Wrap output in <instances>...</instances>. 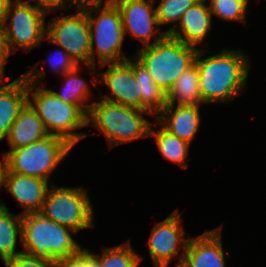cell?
Instances as JSON below:
<instances>
[{
    "label": "cell",
    "mask_w": 266,
    "mask_h": 267,
    "mask_svg": "<svg viewBox=\"0 0 266 267\" xmlns=\"http://www.w3.org/2000/svg\"><path fill=\"white\" fill-rule=\"evenodd\" d=\"M79 6L86 12L89 21L91 65L118 63L129 58L122 53L125 33L116 4L106 0L85 2Z\"/></svg>",
    "instance_id": "cell-3"
},
{
    "label": "cell",
    "mask_w": 266,
    "mask_h": 267,
    "mask_svg": "<svg viewBox=\"0 0 266 267\" xmlns=\"http://www.w3.org/2000/svg\"><path fill=\"white\" fill-rule=\"evenodd\" d=\"M94 260L99 267H139L143 257L135 252L129 241L112 247H104Z\"/></svg>",
    "instance_id": "cell-25"
},
{
    "label": "cell",
    "mask_w": 266,
    "mask_h": 267,
    "mask_svg": "<svg viewBox=\"0 0 266 267\" xmlns=\"http://www.w3.org/2000/svg\"><path fill=\"white\" fill-rule=\"evenodd\" d=\"M72 234L77 232L42 217L38 212L21 218V246L24 253L42 256L53 261L76 254L83 247Z\"/></svg>",
    "instance_id": "cell-5"
},
{
    "label": "cell",
    "mask_w": 266,
    "mask_h": 267,
    "mask_svg": "<svg viewBox=\"0 0 266 267\" xmlns=\"http://www.w3.org/2000/svg\"><path fill=\"white\" fill-rule=\"evenodd\" d=\"M5 267H55V261L21 252L4 262Z\"/></svg>",
    "instance_id": "cell-28"
},
{
    "label": "cell",
    "mask_w": 266,
    "mask_h": 267,
    "mask_svg": "<svg viewBox=\"0 0 266 267\" xmlns=\"http://www.w3.org/2000/svg\"><path fill=\"white\" fill-rule=\"evenodd\" d=\"M48 64L52 68L53 72L61 75V77L63 74L73 70L78 65L62 47L50 54Z\"/></svg>",
    "instance_id": "cell-29"
},
{
    "label": "cell",
    "mask_w": 266,
    "mask_h": 267,
    "mask_svg": "<svg viewBox=\"0 0 266 267\" xmlns=\"http://www.w3.org/2000/svg\"><path fill=\"white\" fill-rule=\"evenodd\" d=\"M145 114L151 115L145 110L102 99L92 102L87 114V126L91 123L97 128L112 148L149 137L152 122L144 117Z\"/></svg>",
    "instance_id": "cell-4"
},
{
    "label": "cell",
    "mask_w": 266,
    "mask_h": 267,
    "mask_svg": "<svg viewBox=\"0 0 266 267\" xmlns=\"http://www.w3.org/2000/svg\"><path fill=\"white\" fill-rule=\"evenodd\" d=\"M9 1L10 0H0V24L3 23Z\"/></svg>",
    "instance_id": "cell-33"
},
{
    "label": "cell",
    "mask_w": 266,
    "mask_h": 267,
    "mask_svg": "<svg viewBox=\"0 0 266 267\" xmlns=\"http://www.w3.org/2000/svg\"><path fill=\"white\" fill-rule=\"evenodd\" d=\"M175 267H185V266H183L182 264H179V265H175Z\"/></svg>",
    "instance_id": "cell-37"
},
{
    "label": "cell",
    "mask_w": 266,
    "mask_h": 267,
    "mask_svg": "<svg viewBox=\"0 0 266 267\" xmlns=\"http://www.w3.org/2000/svg\"><path fill=\"white\" fill-rule=\"evenodd\" d=\"M46 73L37 69L35 64L23 74L28 82V104L42 120L49 135L59 136L75 147L87 136L86 133L75 132L87 126V115L78 106L65 103L45 88L42 82Z\"/></svg>",
    "instance_id": "cell-2"
},
{
    "label": "cell",
    "mask_w": 266,
    "mask_h": 267,
    "mask_svg": "<svg viewBox=\"0 0 266 267\" xmlns=\"http://www.w3.org/2000/svg\"><path fill=\"white\" fill-rule=\"evenodd\" d=\"M21 218V213L15 215L9 212L7 206L0 210V258L3 262L23 252L16 249L17 238L21 242L22 237Z\"/></svg>",
    "instance_id": "cell-24"
},
{
    "label": "cell",
    "mask_w": 266,
    "mask_h": 267,
    "mask_svg": "<svg viewBox=\"0 0 266 267\" xmlns=\"http://www.w3.org/2000/svg\"><path fill=\"white\" fill-rule=\"evenodd\" d=\"M207 0H199L182 16L177 26L168 34L184 44L198 48V45L209 44L205 42L206 36L212 29V13ZM205 42V43H203Z\"/></svg>",
    "instance_id": "cell-16"
},
{
    "label": "cell",
    "mask_w": 266,
    "mask_h": 267,
    "mask_svg": "<svg viewBox=\"0 0 266 267\" xmlns=\"http://www.w3.org/2000/svg\"><path fill=\"white\" fill-rule=\"evenodd\" d=\"M0 176L5 189L23 209L22 215L36 213L41 209L49 184L53 183L38 177L8 172L1 164Z\"/></svg>",
    "instance_id": "cell-14"
},
{
    "label": "cell",
    "mask_w": 266,
    "mask_h": 267,
    "mask_svg": "<svg viewBox=\"0 0 266 267\" xmlns=\"http://www.w3.org/2000/svg\"><path fill=\"white\" fill-rule=\"evenodd\" d=\"M3 187V183H2V179H1V176H0V191ZM4 206H6V204H4L2 201H0V208H4Z\"/></svg>",
    "instance_id": "cell-36"
},
{
    "label": "cell",
    "mask_w": 266,
    "mask_h": 267,
    "mask_svg": "<svg viewBox=\"0 0 266 267\" xmlns=\"http://www.w3.org/2000/svg\"><path fill=\"white\" fill-rule=\"evenodd\" d=\"M125 61L132 67L135 79L139 83L142 93V110L157 117L167 105V92L155 84L145 66L135 56H129Z\"/></svg>",
    "instance_id": "cell-20"
},
{
    "label": "cell",
    "mask_w": 266,
    "mask_h": 267,
    "mask_svg": "<svg viewBox=\"0 0 266 267\" xmlns=\"http://www.w3.org/2000/svg\"><path fill=\"white\" fill-rule=\"evenodd\" d=\"M222 226L206 230L197 237L190 238L185 249L182 265L185 267H226V257L222 245Z\"/></svg>",
    "instance_id": "cell-15"
},
{
    "label": "cell",
    "mask_w": 266,
    "mask_h": 267,
    "mask_svg": "<svg viewBox=\"0 0 266 267\" xmlns=\"http://www.w3.org/2000/svg\"><path fill=\"white\" fill-rule=\"evenodd\" d=\"M166 103L174 106L203 105L196 63L186 69L167 91Z\"/></svg>",
    "instance_id": "cell-21"
},
{
    "label": "cell",
    "mask_w": 266,
    "mask_h": 267,
    "mask_svg": "<svg viewBox=\"0 0 266 267\" xmlns=\"http://www.w3.org/2000/svg\"><path fill=\"white\" fill-rule=\"evenodd\" d=\"M11 55L9 52L5 30L3 24H0V63L5 67L8 62V58Z\"/></svg>",
    "instance_id": "cell-32"
},
{
    "label": "cell",
    "mask_w": 266,
    "mask_h": 267,
    "mask_svg": "<svg viewBox=\"0 0 266 267\" xmlns=\"http://www.w3.org/2000/svg\"><path fill=\"white\" fill-rule=\"evenodd\" d=\"M198 50L166 34L153 45L137 49L135 57L145 66L155 84L167 92L195 63Z\"/></svg>",
    "instance_id": "cell-6"
},
{
    "label": "cell",
    "mask_w": 266,
    "mask_h": 267,
    "mask_svg": "<svg viewBox=\"0 0 266 267\" xmlns=\"http://www.w3.org/2000/svg\"><path fill=\"white\" fill-rule=\"evenodd\" d=\"M74 13L66 16L51 18L46 24V38L48 43L62 47L66 53L78 64L87 67L93 75H98L97 66L91 65L90 28L86 12L80 7Z\"/></svg>",
    "instance_id": "cell-10"
},
{
    "label": "cell",
    "mask_w": 266,
    "mask_h": 267,
    "mask_svg": "<svg viewBox=\"0 0 266 267\" xmlns=\"http://www.w3.org/2000/svg\"><path fill=\"white\" fill-rule=\"evenodd\" d=\"M106 66L107 70L96 76L99 79L90 78L95 87L100 82L109 89L110 93L101 96V99L142 110V93L132 67L126 61L100 65L101 68Z\"/></svg>",
    "instance_id": "cell-13"
},
{
    "label": "cell",
    "mask_w": 266,
    "mask_h": 267,
    "mask_svg": "<svg viewBox=\"0 0 266 267\" xmlns=\"http://www.w3.org/2000/svg\"><path fill=\"white\" fill-rule=\"evenodd\" d=\"M88 188L59 187L51 184L38 213L77 233L94 227V209Z\"/></svg>",
    "instance_id": "cell-8"
},
{
    "label": "cell",
    "mask_w": 266,
    "mask_h": 267,
    "mask_svg": "<svg viewBox=\"0 0 266 267\" xmlns=\"http://www.w3.org/2000/svg\"><path fill=\"white\" fill-rule=\"evenodd\" d=\"M181 220V214L176 209L152 228L147 247L155 267H168L174 257L178 258L176 265L182 264L189 240L185 235L190 234L184 231Z\"/></svg>",
    "instance_id": "cell-11"
},
{
    "label": "cell",
    "mask_w": 266,
    "mask_h": 267,
    "mask_svg": "<svg viewBox=\"0 0 266 267\" xmlns=\"http://www.w3.org/2000/svg\"><path fill=\"white\" fill-rule=\"evenodd\" d=\"M5 76V67L0 63V81L9 80L10 77Z\"/></svg>",
    "instance_id": "cell-34"
},
{
    "label": "cell",
    "mask_w": 266,
    "mask_h": 267,
    "mask_svg": "<svg viewBox=\"0 0 266 267\" xmlns=\"http://www.w3.org/2000/svg\"><path fill=\"white\" fill-rule=\"evenodd\" d=\"M49 12L28 0H10L3 20L7 46L13 54L19 49L31 52L46 38Z\"/></svg>",
    "instance_id": "cell-9"
},
{
    "label": "cell",
    "mask_w": 266,
    "mask_h": 267,
    "mask_svg": "<svg viewBox=\"0 0 266 267\" xmlns=\"http://www.w3.org/2000/svg\"><path fill=\"white\" fill-rule=\"evenodd\" d=\"M79 5L85 2H96V1H105V0H75Z\"/></svg>",
    "instance_id": "cell-35"
},
{
    "label": "cell",
    "mask_w": 266,
    "mask_h": 267,
    "mask_svg": "<svg viewBox=\"0 0 266 267\" xmlns=\"http://www.w3.org/2000/svg\"><path fill=\"white\" fill-rule=\"evenodd\" d=\"M48 135L42 120L27 103L12 124L6 140L10 149H20Z\"/></svg>",
    "instance_id": "cell-19"
},
{
    "label": "cell",
    "mask_w": 266,
    "mask_h": 267,
    "mask_svg": "<svg viewBox=\"0 0 266 267\" xmlns=\"http://www.w3.org/2000/svg\"><path fill=\"white\" fill-rule=\"evenodd\" d=\"M154 126L158 127L157 130ZM149 137H154L157 148L165 160L184 169L189 167L187 160L192 159L187 157L191 146L189 143L168 132L157 120L153 128H150Z\"/></svg>",
    "instance_id": "cell-22"
},
{
    "label": "cell",
    "mask_w": 266,
    "mask_h": 267,
    "mask_svg": "<svg viewBox=\"0 0 266 267\" xmlns=\"http://www.w3.org/2000/svg\"><path fill=\"white\" fill-rule=\"evenodd\" d=\"M30 2L34 1L35 5L45 9L48 12L57 13V11L68 8H76L79 4L75 0H28ZM68 5H66L67 3Z\"/></svg>",
    "instance_id": "cell-31"
},
{
    "label": "cell",
    "mask_w": 266,
    "mask_h": 267,
    "mask_svg": "<svg viewBox=\"0 0 266 267\" xmlns=\"http://www.w3.org/2000/svg\"><path fill=\"white\" fill-rule=\"evenodd\" d=\"M80 67L81 65H77L73 70L62 75L64 80H62L61 92L51 91L65 103L78 106L87 115L92 105V103L87 104L89 99H92L90 97L92 92L89 83L79 73Z\"/></svg>",
    "instance_id": "cell-23"
},
{
    "label": "cell",
    "mask_w": 266,
    "mask_h": 267,
    "mask_svg": "<svg viewBox=\"0 0 266 267\" xmlns=\"http://www.w3.org/2000/svg\"><path fill=\"white\" fill-rule=\"evenodd\" d=\"M155 120L168 132L191 145L201 124L200 105H166Z\"/></svg>",
    "instance_id": "cell-18"
},
{
    "label": "cell",
    "mask_w": 266,
    "mask_h": 267,
    "mask_svg": "<svg viewBox=\"0 0 266 267\" xmlns=\"http://www.w3.org/2000/svg\"><path fill=\"white\" fill-rule=\"evenodd\" d=\"M72 148L65 139L48 135L24 148L4 152L0 164L8 172L50 181V174L63 162Z\"/></svg>",
    "instance_id": "cell-7"
},
{
    "label": "cell",
    "mask_w": 266,
    "mask_h": 267,
    "mask_svg": "<svg viewBox=\"0 0 266 267\" xmlns=\"http://www.w3.org/2000/svg\"><path fill=\"white\" fill-rule=\"evenodd\" d=\"M199 0H161L155 7L156 17L159 24H172V27L165 30L169 34L178 24L181 16Z\"/></svg>",
    "instance_id": "cell-26"
},
{
    "label": "cell",
    "mask_w": 266,
    "mask_h": 267,
    "mask_svg": "<svg viewBox=\"0 0 266 267\" xmlns=\"http://www.w3.org/2000/svg\"><path fill=\"white\" fill-rule=\"evenodd\" d=\"M27 103L28 82L23 74L8 84L6 80L0 81V142L7 138L12 124Z\"/></svg>",
    "instance_id": "cell-17"
},
{
    "label": "cell",
    "mask_w": 266,
    "mask_h": 267,
    "mask_svg": "<svg viewBox=\"0 0 266 267\" xmlns=\"http://www.w3.org/2000/svg\"><path fill=\"white\" fill-rule=\"evenodd\" d=\"M209 50L199 48L195 63L203 104L232 102L244 94L250 71V58L241 49L223 48L206 57ZM206 57V58H203Z\"/></svg>",
    "instance_id": "cell-1"
},
{
    "label": "cell",
    "mask_w": 266,
    "mask_h": 267,
    "mask_svg": "<svg viewBox=\"0 0 266 267\" xmlns=\"http://www.w3.org/2000/svg\"><path fill=\"white\" fill-rule=\"evenodd\" d=\"M95 264L93 252L82 248L76 254L56 261L55 267H93Z\"/></svg>",
    "instance_id": "cell-30"
},
{
    "label": "cell",
    "mask_w": 266,
    "mask_h": 267,
    "mask_svg": "<svg viewBox=\"0 0 266 267\" xmlns=\"http://www.w3.org/2000/svg\"><path fill=\"white\" fill-rule=\"evenodd\" d=\"M212 16L224 21L246 22L249 0H207Z\"/></svg>",
    "instance_id": "cell-27"
},
{
    "label": "cell",
    "mask_w": 266,
    "mask_h": 267,
    "mask_svg": "<svg viewBox=\"0 0 266 267\" xmlns=\"http://www.w3.org/2000/svg\"><path fill=\"white\" fill-rule=\"evenodd\" d=\"M119 9L126 34L140 40L138 49L151 46L161 40L165 31L158 27L155 4L156 0H112ZM151 40H153L151 42Z\"/></svg>",
    "instance_id": "cell-12"
}]
</instances>
